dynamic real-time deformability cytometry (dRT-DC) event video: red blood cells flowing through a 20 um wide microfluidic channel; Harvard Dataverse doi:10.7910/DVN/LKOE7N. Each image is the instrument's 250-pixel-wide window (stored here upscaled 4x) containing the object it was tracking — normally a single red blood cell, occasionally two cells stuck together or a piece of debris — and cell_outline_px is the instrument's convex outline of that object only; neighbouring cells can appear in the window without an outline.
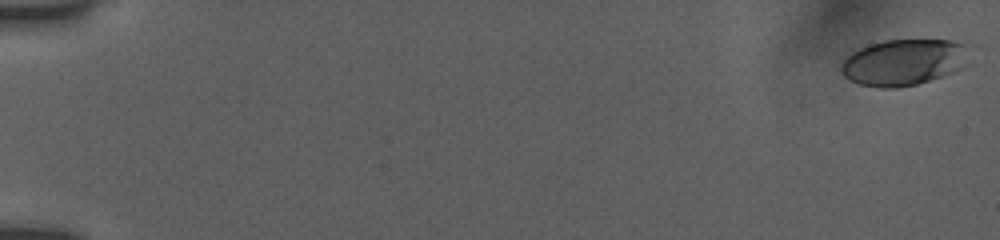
{"species": "human", "species_latin": "Homo sapiens", "temperature_condition": "room temperature", "stored_images_in_passage": 28, "camera_frame_rate_fps": 3000, "um_per_image_px": 0.085, "donor": {"sex": "female"}, "frame": {"image": 1, "passage_image": 1, "time_ms": 0.0, "image_size_px": [1000, 240], "cell_outline_px": [[968, 64], [964, 68], [916, 84], [896, 88], [876, 88], [860, 84], [844, 76], [840, 72], [840, 64], [852, 52], [860, 48], [884, 40], [952, 40], [964, 44]], "centroid_in_image_um": [76.79, 5.3], "position_along_channel_um": 8.2, "area_um2": 34.33}}
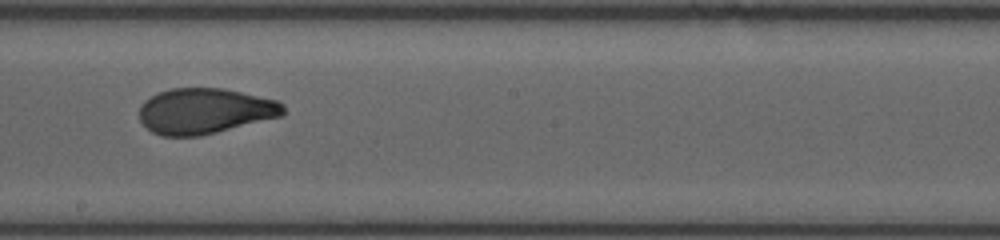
{"frame": {"image": 2, "passage_image": 18, "time_ms": 10.667, "image_size_px": [1000, 240], "cell_outline_px": [[284, 116], [200, 136], [160, 136], [152, 132], [140, 120], [140, 108], [144, 100], [160, 92], [172, 88], [224, 88], [276, 100], [284, 104]], "centroid_in_image_um": [17.43, 9.44], "position_along_channel_um": 230.8, "area_um2": 38.26}}
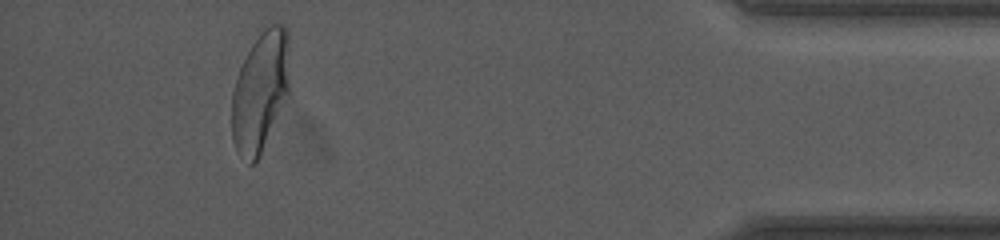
{"frame": {"image": 3, "passage_image": 27, "time_ms": 16.667, "image_size_px": [1000, 240], "cell_outline_px": [[288, 96], [260, 156], [252, 164], [248, 164], [236, 152], [232, 140], [232, 92], [240, 68], [252, 44], [264, 28], [272, 24], [280, 24], [288, 28]], "centroid_in_image_um": [22.12, 7.82], "position_along_channel_um": 413.1, "area_um2": 40.4}, "authors_computed_cell_mechanics": {"area_um2": 38.2636, "velocity_mm_per_s": 3.8573, "shape_relaxation_time_tau1_ms": 7.395, "shape_relaxation_time_tau2_ms": 0.6599, "deformation_change_tau1": 0.1987, "deformation_change_tau2": 0.0537}}